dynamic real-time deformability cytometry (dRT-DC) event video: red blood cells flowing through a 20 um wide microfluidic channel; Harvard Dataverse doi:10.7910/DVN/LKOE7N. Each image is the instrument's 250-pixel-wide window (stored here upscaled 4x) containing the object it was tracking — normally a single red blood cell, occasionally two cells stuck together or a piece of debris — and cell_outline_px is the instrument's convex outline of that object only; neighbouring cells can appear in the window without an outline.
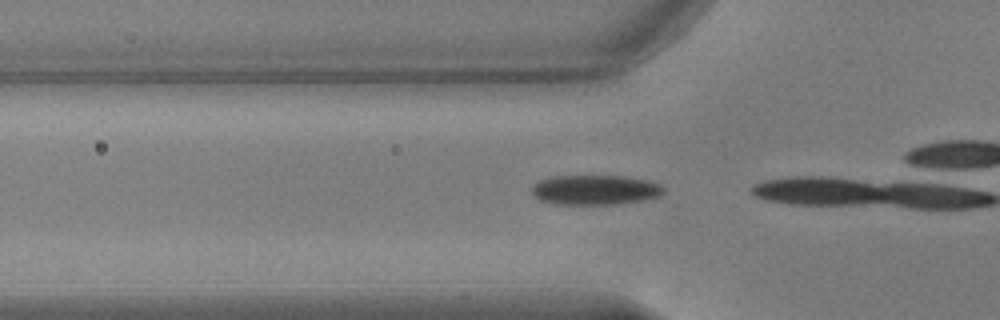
{"species": "common noctule bat (a hibernating species)", "species_latin": "Nyctalus noctula", "temperature_condition": "warm", "stored_images_in_passage": 16, "camera_frame_rate_fps": 3000, "um_per_image_px": 0.085, "animal": {"sex": "male", "body_mass_g": 17.9, "forearm_length_mm": 54.2}, "frame": {"image": 1, "passage_image": 14, "time_ms": 4.333, "image_size_px": [1000, 320], "cell_outline_px": [[664, 192], [660, 196], [640, 200], [612, 204], [556, 204], [540, 200], [532, 192], [532, 184], [536, 180], [548, 176], [624, 176], [648, 180], [660, 184], [664, 188]], "centroid_in_image_um": [50.54, 16.12], "position_along_channel_um": 75.3, "area_um2": 22.95}}